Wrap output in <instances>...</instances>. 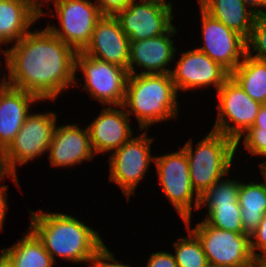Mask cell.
<instances>
[{"label":"cell","instance_id":"6da1fadb","mask_svg":"<svg viewBox=\"0 0 266 267\" xmlns=\"http://www.w3.org/2000/svg\"><path fill=\"white\" fill-rule=\"evenodd\" d=\"M9 69L10 87L40 100L53 99L75 79L76 51L48 28L29 31L10 50H2Z\"/></svg>","mask_w":266,"mask_h":267},{"label":"cell","instance_id":"7a4b0ae2","mask_svg":"<svg viewBox=\"0 0 266 267\" xmlns=\"http://www.w3.org/2000/svg\"><path fill=\"white\" fill-rule=\"evenodd\" d=\"M31 229L55 262L54 255L72 262H89L104 246L98 231L61 213L30 211Z\"/></svg>","mask_w":266,"mask_h":267},{"label":"cell","instance_id":"3957f363","mask_svg":"<svg viewBox=\"0 0 266 267\" xmlns=\"http://www.w3.org/2000/svg\"><path fill=\"white\" fill-rule=\"evenodd\" d=\"M177 90L171 74H129L124 103L130 116L134 113L140 130L153 123L178 115Z\"/></svg>","mask_w":266,"mask_h":267},{"label":"cell","instance_id":"277c9868","mask_svg":"<svg viewBox=\"0 0 266 267\" xmlns=\"http://www.w3.org/2000/svg\"><path fill=\"white\" fill-rule=\"evenodd\" d=\"M193 153L192 141L183 147L188 163L191 183L196 192L195 206L199 209L200 196L228 174L236 151V141L222 133L211 130L196 144Z\"/></svg>","mask_w":266,"mask_h":267},{"label":"cell","instance_id":"5b68a950","mask_svg":"<svg viewBox=\"0 0 266 267\" xmlns=\"http://www.w3.org/2000/svg\"><path fill=\"white\" fill-rule=\"evenodd\" d=\"M191 231L200 240L209 266L253 267L258 262L252 254L247 234L221 230L205 220Z\"/></svg>","mask_w":266,"mask_h":267},{"label":"cell","instance_id":"8992f818","mask_svg":"<svg viewBox=\"0 0 266 267\" xmlns=\"http://www.w3.org/2000/svg\"><path fill=\"white\" fill-rule=\"evenodd\" d=\"M217 93L219 113L212 130L234 139L238 148L243 134L255 123L262 104L254 101L231 76ZM229 121L234 125H229Z\"/></svg>","mask_w":266,"mask_h":267},{"label":"cell","instance_id":"52a82bcc","mask_svg":"<svg viewBox=\"0 0 266 267\" xmlns=\"http://www.w3.org/2000/svg\"><path fill=\"white\" fill-rule=\"evenodd\" d=\"M78 66L85 76L84 89L92 98L102 104L123 105L129 76L127 69L93 58L82 51L75 56V69L78 70Z\"/></svg>","mask_w":266,"mask_h":267},{"label":"cell","instance_id":"ba28073f","mask_svg":"<svg viewBox=\"0 0 266 267\" xmlns=\"http://www.w3.org/2000/svg\"><path fill=\"white\" fill-rule=\"evenodd\" d=\"M56 127V114H29L22 128L4 150L9 171L17 177V164L23 165L48 151Z\"/></svg>","mask_w":266,"mask_h":267},{"label":"cell","instance_id":"9c48e42d","mask_svg":"<svg viewBox=\"0 0 266 267\" xmlns=\"http://www.w3.org/2000/svg\"><path fill=\"white\" fill-rule=\"evenodd\" d=\"M54 4L61 30L50 25L47 28L76 52L83 51L103 17L100 9L89 0H55Z\"/></svg>","mask_w":266,"mask_h":267},{"label":"cell","instance_id":"30bf717a","mask_svg":"<svg viewBox=\"0 0 266 267\" xmlns=\"http://www.w3.org/2000/svg\"><path fill=\"white\" fill-rule=\"evenodd\" d=\"M133 0L114 17L131 41L153 38L166 33L173 25L171 2L165 0Z\"/></svg>","mask_w":266,"mask_h":267},{"label":"cell","instance_id":"8fae6325","mask_svg":"<svg viewBox=\"0 0 266 267\" xmlns=\"http://www.w3.org/2000/svg\"><path fill=\"white\" fill-rule=\"evenodd\" d=\"M152 138L143 132L125 142L119 149L111 153L109 158V180L118 184L129 200L139 181L147 172L149 163L155 157L151 156Z\"/></svg>","mask_w":266,"mask_h":267},{"label":"cell","instance_id":"7c38bea8","mask_svg":"<svg viewBox=\"0 0 266 267\" xmlns=\"http://www.w3.org/2000/svg\"><path fill=\"white\" fill-rule=\"evenodd\" d=\"M158 179L183 221L190 219L194 188L189 174V163L184 148L178 152L154 158Z\"/></svg>","mask_w":266,"mask_h":267},{"label":"cell","instance_id":"4fadbf2b","mask_svg":"<svg viewBox=\"0 0 266 267\" xmlns=\"http://www.w3.org/2000/svg\"><path fill=\"white\" fill-rule=\"evenodd\" d=\"M202 34L204 45L198 50L220 64L230 74L242 62L247 53L246 40L211 17L201 8Z\"/></svg>","mask_w":266,"mask_h":267},{"label":"cell","instance_id":"5bb4252c","mask_svg":"<svg viewBox=\"0 0 266 267\" xmlns=\"http://www.w3.org/2000/svg\"><path fill=\"white\" fill-rule=\"evenodd\" d=\"M175 88L186 89L212 84L218 90L230 73L198 49L183 52L176 68L171 71Z\"/></svg>","mask_w":266,"mask_h":267},{"label":"cell","instance_id":"9a60e30c","mask_svg":"<svg viewBox=\"0 0 266 267\" xmlns=\"http://www.w3.org/2000/svg\"><path fill=\"white\" fill-rule=\"evenodd\" d=\"M130 42L114 16H103L96 24L89 44L82 51L93 58L128 70Z\"/></svg>","mask_w":266,"mask_h":267},{"label":"cell","instance_id":"2e32d148","mask_svg":"<svg viewBox=\"0 0 266 267\" xmlns=\"http://www.w3.org/2000/svg\"><path fill=\"white\" fill-rule=\"evenodd\" d=\"M176 33L172 26L162 35L139 41H131L129 48V74H135L136 66L144 67L146 70L139 74H171L167 64L173 60L176 48L170 39ZM166 66V67H165Z\"/></svg>","mask_w":266,"mask_h":267},{"label":"cell","instance_id":"e0dca14e","mask_svg":"<svg viewBox=\"0 0 266 267\" xmlns=\"http://www.w3.org/2000/svg\"><path fill=\"white\" fill-rule=\"evenodd\" d=\"M49 160L53 167L72 166L91 161L94 153L88 128L81 130L77 124L55 127L48 148Z\"/></svg>","mask_w":266,"mask_h":267},{"label":"cell","instance_id":"ac0fdd59","mask_svg":"<svg viewBox=\"0 0 266 267\" xmlns=\"http://www.w3.org/2000/svg\"><path fill=\"white\" fill-rule=\"evenodd\" d=\"M129 115L123 109L106 107L87 128L95 154L117 150L132 136Z\"/></svg>","mask_w":266,"mask_h":267},{"label":"cell","instance_id":"d6986e66","mask_svg":"<svg viewBox=\"0 0 266 267\" xmlns=\"http://www.w3.org/2000/svg\"><path fill=\"white\" fill-rule=\"evenodd\" d=\"M36 101L40 99L35 95L9 85L0 93V149L4 151L12 142Z\"/></svg>","mask_w":266,"mask_h":267},{"label":"cell","instance_id":"ffe728a7","mask_svg":"<svg viewBox=\"0 0 266 267\" xmlns=\"http://www.w3.org/2000/svg\"><path fill=\"white\" fill-rule=\"evenodd\" d=\"M211 17L241 35L246 41L251 35L256 14L248 9L243 0H199Z\"/></svg>","mask_w":266,"mask_h":267},{"label":"cell","instance_id":"44dd1931","mask_svg":"<svg viewBox=\"0 0 266 267\" xmlns=\"http://www.w3.org/2000/svg\"><path fill=\"white\" fill-rule=\"evenodd\" d=\"M39 18L26 0H0V43H17Z\"/></svg>","mask_w":266,"mask_h":267},{"label":"cell","instance_id":"7402d4cb","mask_svg":"<svg viewBox=\"0 0 266 267\" xmlns=\"http://www.w3.org/2000/svg\"><path fill=\"white\" fill-rule=\"evenodd\" d=\"M265 182L243 184L239 182L238 203L241 207V221L244 234L251 235L266 213V175Z\"/></svg>","mask_w":266,"mask_h":267},{"label":"cell","instance_id":"603a6c76","mask_svg":"<svg viewBox=\"0 0 266 267\" xmlns=\"http://www.w3.org/2000/svg\"><path fill=\"white\" fill-rule=\"evenodd\" d=\"M241 88L261 104L266 102V62L253 58L248 53L230 74Z\"/></svg>","mask_w":266,"mask_h":267},{"label":"cell","instance_id":"cb8c5ba5","mask_svg":"<svg viewBox=\"0 0 266 267\" xmlns=\"http://www.w3.org/2000/svg\"><path fill=\"white\" fill-rule=\"evenodd\" d=\"M22 239L2 251L11 259L14 267H52L54 261L37 235L28 229Z\"/></svg>","mask_w":266,"mask_h":267},{"label":"cell","instance_id":"d4e9b609","mask_svg":"<svg viewBox=\"0 0 266 267\" xmlns=\"http://www.w3.org/2000/svg\"><path fill=\"white\" fill-rule=\"evenodd\" d=\"M189 230L188 238H179L173 243L175 247V261L178 267H209V263L202 244L198 237L191 231L190 219L184 221Z\"/></svg>","mask_w":266,"mask_h":267},{"label":"cell","instance_id":"484cf974","mask_svg":"<svg viewBox=\"0 0 266 267\" xmlns=\"http://www.w3.org/2000/svg\"><path fill=\"white\" fill-rule=\"evenodd\" d=\"M208 215L205 221L218 229L244 233L239 204L207 205Z\"/></svg>","mask_w":266,"mask_h":267},{"label":"cell","instance_id":"4316f807","mask_svg":"<svg viewBox=\"0 0 266 267\" xmlns=\"http://www.w3.org/2000/svg\"><path fill=\"white\" fill-rule=\"evenodd\" d=\"M239 181L223 180L215 183L200 196L199 209L207 205H225L238 203Z\"/></svg>","mask_w":266,"mask_h":267},{"label":"cell","instance_id":"83f0119b","mask_svg":"<svg viewBox=\"0 0 266 267\" xmlns=\"http://www.w3.org/2000/svg\"><path fill=\"white\" fill-rule=\"evenodd\" d=\"M244 134L245 148L253 155L266 156V105L262 104L255 123Z\"/></svg>","mask_w":266,"mask_h":267},{"label":"cell","instance_id":"f1b7e54d","mask_svg":"<svg viewBox=\"0 0 266 267\" xmlns=\"http://www.w3.org/2000/svg\"><path fill=\"white\" fill-rule=\"evenodd\" d=\"M247 53L255 59L266 62V14L257 15L249 39ZM252 48L253 51L250 49ZM257 52L252 55L251 52Z\"/></svg>","mask_w":266,"mask_h":267},{"label":"cell","instance_id":"f546056e","mask_svg":"<svg viewBox=\"0 0 266 267\" xmlns=\"http://www.w3.org/2000/svg\"><path fill=\"white\" fill-rule=\"evenodd\" d=\"M250 247L253 256L258 262H266V213L263 215L258 228L250 235ZM257 249L262 252L255 253Z\"/></svg>","mask_w":266,"mask_h":267},{"label":"cell","instance_id":"4dcf8cb0","mask_svg":"<svg viewBox=\"0 0 266 267\" xmlns=\"http://www.w3.org/2000/svg\"><path fill=\"white\" fill-rule=\"evenodd\" d=\"M89 262H91V266L89 267H129L122 263L118 264V260L116 261L114 255L108 250L106 245H104Z\"/></svg>","mask_w":266,"mask_h":267},{"label":"cell","instance_id":"1f68e13d","mask_svg":"<svg viewBox=\"0 0 266 267\" xmlns=\"http://www.w3.org/2000/svg\"><path fill=\"white\" fill-rule=\"evenodd\" d=\"M133 0H96V5L103 16H115L127 8Z\"/></svg>","mask_w":266,"mask_h":267},{"label":"cell","instance_id":"d6a6232c","mask_svg":"<svg viewBox=\"0 0 266 267\" xmlns=\"http://www.w3.org/2000/svg\"><path fill=\"white\" fill-rule=\"evenodd\" d=\"M147 267H178L174 255L168 252H156L148 260Z\"/></svg>","mask_w":266,"mask_h":267},{"label":"cell","instance_id":"836d02e7","mask_svg":"<svg viewBox=\"0 0 266 267\" xmlns=\"http://www.w3.org/2000/svg\"><path fill=\"white\" fill-rule=\"evenodd\" d=\"M7 188L8 187L6 185L0 186V230L3 229V222L5 219L6 211L8 209L7 199L5 198Z\"/></svg>","mask_w":266,"mask_h":267},{"label":"cell","instance_id":"e575fe53","mask_svg":"<svg viewBox=\"0 0 266 267\" xmlns=\"http://www.w3.org/2000/svg\"><path fill=\"white\" fill-rule=\"evenodd\" d=\"M5 175L11 177L17 184L18 178L16 176H13V174L9 171L5 161L4 151L0 149V180H2Z\"/></svg>","mask_w":266,"mask_h":267},{"label":"cell","instance_id":"d590c367","mask_svg":"<svg viewBox=\"0 0 266 267\" xmlns=\"http://www.w3.org/2000/svg\"><path fill=\"white\" fill-rule=\"evenodd\" d=\"M243 1L247 5V7H249V9L253 11L256 15L266 14V12H263L262 9L258 8V7L266 8V0H243Z\"/></svg>","mask_w":266,"mask_h":267},{"label":"cell","instance_id":"8d00e7d4","mask_svg":"<svg viewBox=\"0 0 266 267\" xmlns=\"http://www.w3.org/2000/svg\"><path fill=\"white\" fill-rule=\"evenodd\" d=\"M26 1L37 13L40 14V17L45 15L44 12L42 11L40 3H38L39 0H26ZM41 1L42 2L43 1L49 2V1H52V0H41ZM53 1H55V0H53Z\"/></svg>","mask_w":266,"mask_h":267},{"label":"cell","instance_id":"74e56055","mask_svg":"<svg viewBox=\"0 0 266 267\" xmlns=\"http://www.w3.org/2000/svg\"><path fill=\"white\" fill-rule=\"evenodd\" d=\"M0 254V267H14L11 259L3 252Z\"/></svg>","mask_w":266,"mask_h":267},{"label":"cell","instance_id":"f35d334b","mask_svg":"<svg viewBox=\"0 0 266 267\" xmlns=\"http://www.w3.org/2000/svg\"><path fill=\"white\" fill-rule=\"evenodd\" d=\"M8 86V81L6 78L2 79V82L0 83V93Z\"/></svg>","mask_w":266,"mask_h":267},{"label":"cell","instance_id":"ab89813d","mask_svg":"<svg viewBox=\"0 0 266 267\" xmlns=\"http://www.w3.org/2000/svg\"><path fill=\"white\" fill-rule=\"evenodd\" d=\"M253 267H266V262H257Z\"/></svg>","mask_w":266,"mask_h":267},{"label":"cell","instance_id":"60d3db41","mask_svg":"<svg viewBox=\"0 0 266 267\" xmlns=\"http://www.w3.org/2000/svg\"><path fill=\"white\" fill-rule=\"evenodd\" d=\"M260 168H261V169H266V161H265L264 163H261V164H260Z\"/></svg>","mask_w":266,"mask_h":267},{"label":"cell","instance_id":"b9f144b4","mask_svg":"<svg viewBox=\"0 0 266 267\" xmlns=\"http://www.w3.org/2000/svg\"><path fill=\"white\" fill-rule=\"evenodd\" d=\"M262 174L266 175V169H261Z\"/></svg>","mask_w":266,"mask_h":267}]
</instances>
